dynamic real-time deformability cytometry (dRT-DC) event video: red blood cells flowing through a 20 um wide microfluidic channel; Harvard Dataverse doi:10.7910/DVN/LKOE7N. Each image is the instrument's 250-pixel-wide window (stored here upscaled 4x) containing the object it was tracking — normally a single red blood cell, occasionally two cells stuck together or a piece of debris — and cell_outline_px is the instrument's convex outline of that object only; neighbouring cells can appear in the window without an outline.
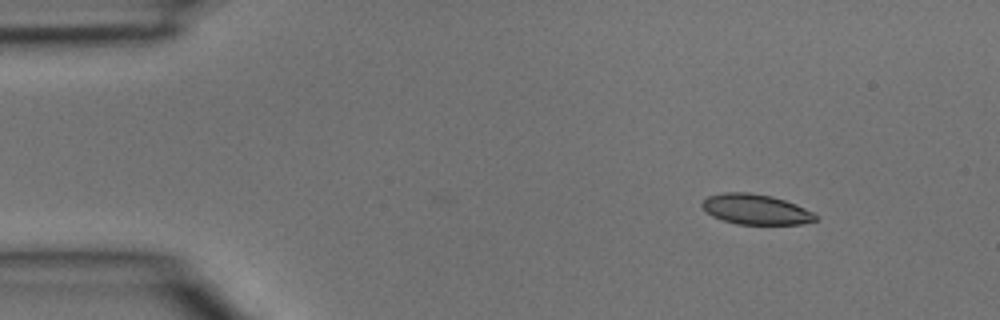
{"species": "common noctule bat (a hibernating species)", "species_latin": "Nyctalus noctula", "temperature_condition": "room temperature", "stored_images_in_passage": 2, "camera_frame_rate_fps": 3000, "um_per_image_px": 0.085, "animal": {"sex": "male", "body_mass_g": 15.6}, "frame": {"image": 1, "passage_image": 2, "time_ms": 0.333, "image_size_px": [1000, 320], "cell_outline_px": [[820, 220], [800, 224], [736, 224], [712, 216], [700, 204], [708, 196], [724, 192], [748, 192], [772, 196], [796, 204], [812, 212]], "centroid_in_image_um": [64.25, 17.79], "position_along_channel_um": 20.8, "area_um2": 19.88}}